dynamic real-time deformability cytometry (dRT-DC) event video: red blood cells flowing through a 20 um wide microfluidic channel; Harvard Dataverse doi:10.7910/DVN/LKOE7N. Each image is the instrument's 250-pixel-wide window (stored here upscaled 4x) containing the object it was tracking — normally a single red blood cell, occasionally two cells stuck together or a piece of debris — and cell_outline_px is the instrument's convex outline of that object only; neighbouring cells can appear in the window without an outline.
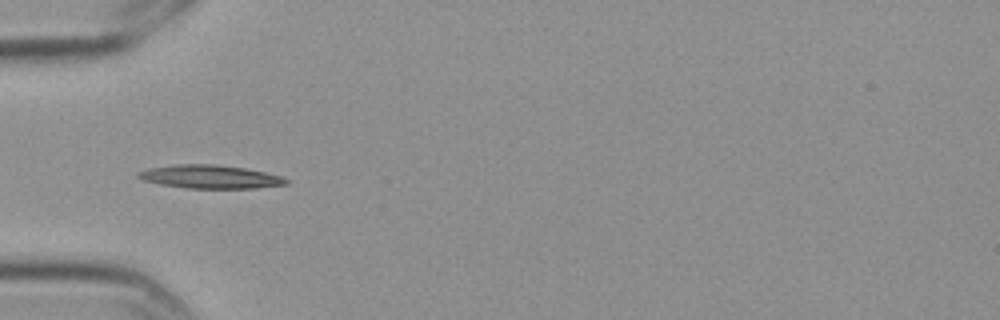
{"species": "Egyptian fruit bat (a non-hibernating species)", "species_latin": "Rousettus aegyptiacus", "temperature_condition": "cold", "stored_images_in_passage": 5, "camera_frame_rate_fps": 3000, "um_per_image_px": 0.085, "frame": {"image": 1, "passage_image": 2, "time_ms": 0.333, "image_size_px": [1000, 320], "cell_outline_px": [[292, 180], [288, 184], [256, 188], [188, 188], [160, 184], [144, 180], [136, 176], [136, 172], [148, 168], [176, 164], [216, 164], [244, 168], [284, 176]], "centroid_in_image_um": [17.9, 15.02], "position_along_channel_um": 67.1, "area_um2": 20.29}}
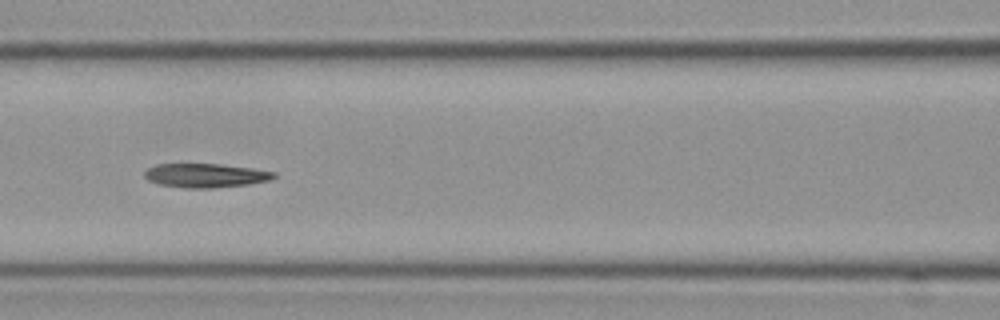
{"frame": {"image": 2, "passage_image": 4, "time_ms": 1.0, "image_size_px": [1000, 320], "cell_outline_px": [[276, 176], [268, 180], [248, 184], [212, 188], [184, 188], [156, 184], [148, 180], [144, 176], [144, 172], [148, 168], [156, 164], [220, 164], [252, 168], [276, 172]], "centroid_in_image_um": [17.43, 14.91], "position_along_channel_um": 149.2, "area_um2": 18.09}}
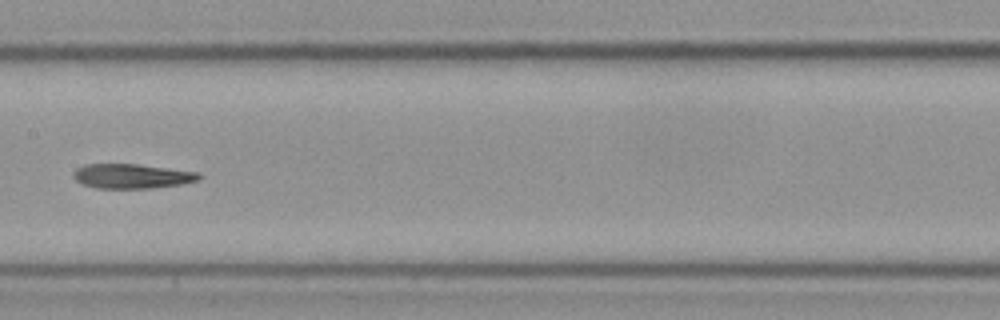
{"frame": {"image": 3, "passage_image": 5, "time_ms": 1.333, "image_size_px": [1000, 320], "cell_outline_px": [[200, 180], [180, 184], [152, 188], [96, 188], [84, 184], [76, 180], [72, 176], [72, 172], [76, 168], [84, 164], [136, 164], [200, 172]], "centroid_in_image_um": [11.19, 14.97], "position_along_channel_um": 196.2, "area_um2": 17.98}}